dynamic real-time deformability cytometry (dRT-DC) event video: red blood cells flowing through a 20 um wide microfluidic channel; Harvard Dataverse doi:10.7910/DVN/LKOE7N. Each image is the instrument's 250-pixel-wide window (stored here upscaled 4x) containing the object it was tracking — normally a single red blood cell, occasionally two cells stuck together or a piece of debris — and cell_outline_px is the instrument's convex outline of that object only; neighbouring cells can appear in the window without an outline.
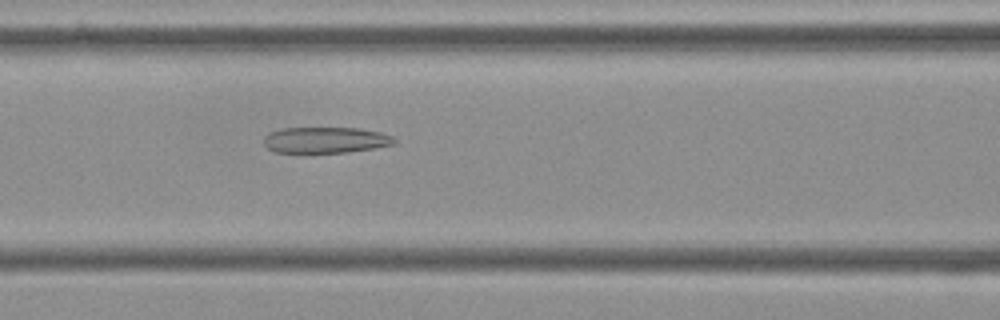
{"species": "Egyptian fruit bat (a non-hibernating species)", "species_latin": "Rousettus aegyptiacus", "temperature_condition": "cold", "stored_images_in_passage": 55, "camera_frame_rate_fps": 3000, "um_per_image_px": 0.085, "frame": {"image": 1, "passage_image": 23, "time_ms": 7.333, "image_size_px": [1000, 320], "cell_outline_px": [[396, 144], [376, 148], [348, 152], [276, 152], [268, 148], [264, 144], [264, 136], [268, 132], [280, 128], [360, 128], [380, 132], [392, 136], [396, 140]], "centroid_in_image_um": [27.68, 11.89], "position_along_channel_um": 138.9, "area_um2": 19.88}}
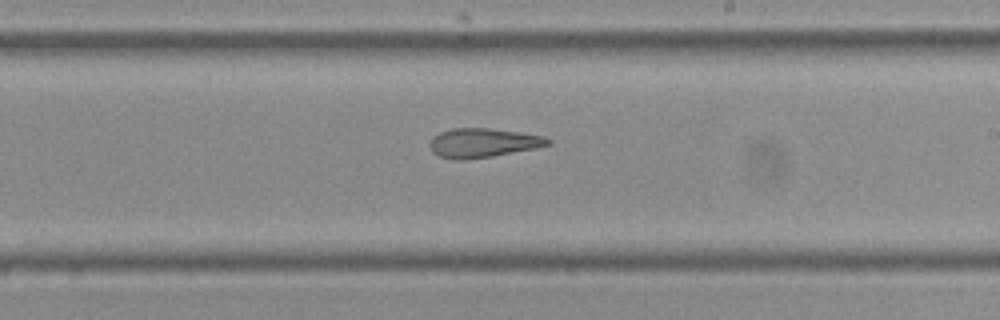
{"frame": {"image": 2, "passage_image": 32, "time_ms": 10.333, "image_size_px": [1000, 320], "cell_outline_px": [[552, 144], [536, 148], [492, 156], [464, 160], [452, 160], [440, 156], [432, 152], [428, 144], [432, 136], [440, 132], [452, 128], [488, 128], [520, 132], [544, 136], [552, 140]], "centroid_in_image_um": [41.03, 12.14], "position_along_channel_um": 248.0, "area_um2": 20.29}}
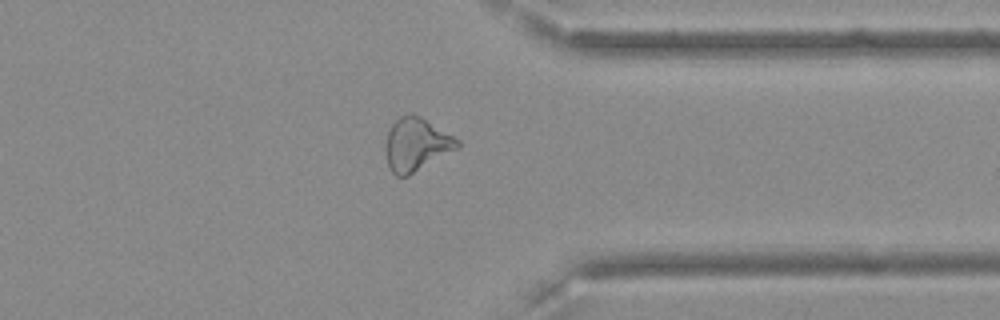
{"frame": {"image": 3, "passage_image": 43, "time_ms": 14.0, "image_size_px": [1000, 320], "cell_outline_px": [[460, 144], [456, 148], [408, 176], [396, 176], [392, 172], [388, 164], [384, 148], [384, 144], [388, 132], [392, 124], [400, 116], [412, 112], [420, 116], [460, 140]], "centroid_in_image_um": [35.34, 12.26], "position_along_channel_um": 376.1, "area_um2": 21.96}, "authors_computed_cell_mechanics": {"area_um2": 22.7154, "velocity_mm_per_s": 3.6367, "shape_relaxation_time_tau1_ms": null, "shape_relaxation_time_tau2_ms": 4.4217, "deformation_change_tau1": null, "deformation_change_tau2": 0.1554}}